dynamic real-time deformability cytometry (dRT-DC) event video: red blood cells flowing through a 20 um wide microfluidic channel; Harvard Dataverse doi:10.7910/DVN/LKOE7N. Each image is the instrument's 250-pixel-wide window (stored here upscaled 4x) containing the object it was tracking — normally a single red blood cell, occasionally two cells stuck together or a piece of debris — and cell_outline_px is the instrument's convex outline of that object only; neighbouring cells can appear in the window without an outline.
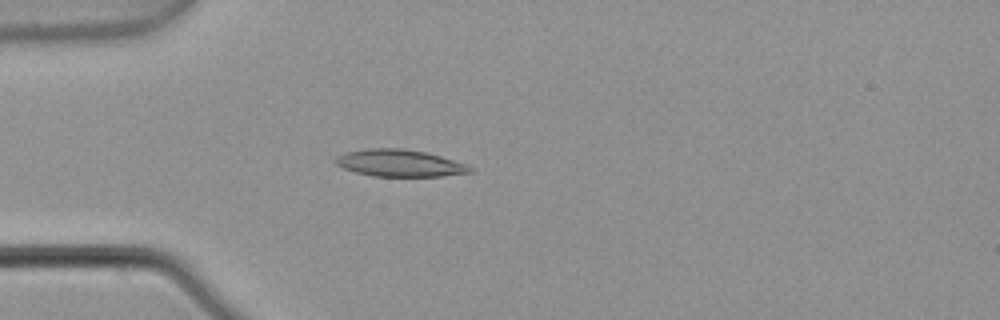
{"species": "common noctule bat (a hibernating species)", "species_latin": "Nyctalus noctula", "temperature_condition": "warm", "stored_images_in_passage": 3, "camera_frame_rate_fps": 3000, "um_per_image_px": 0.085, "animal": {"sex": "male", "body_mass_g": 21.5, "forearm_length_mm": 52.0}, "frame": {"image": 1, "passage_image": 2, "time_ms": 0.333, "image_size_px": [1000, 320], "cell_outline_px": [[472, 172], [440, 176], [372, 176], [356, 172], [344, 168], [336, 164], [336, 156], [344, 152], [368, 148], [404, 148], [424, 152], [440, 156], [464, 164], [472, 168]], "centroid_in_image_um": [33.92, 13.86], "position_along_channel_um": 51.1, "area_um2": 20.92}}